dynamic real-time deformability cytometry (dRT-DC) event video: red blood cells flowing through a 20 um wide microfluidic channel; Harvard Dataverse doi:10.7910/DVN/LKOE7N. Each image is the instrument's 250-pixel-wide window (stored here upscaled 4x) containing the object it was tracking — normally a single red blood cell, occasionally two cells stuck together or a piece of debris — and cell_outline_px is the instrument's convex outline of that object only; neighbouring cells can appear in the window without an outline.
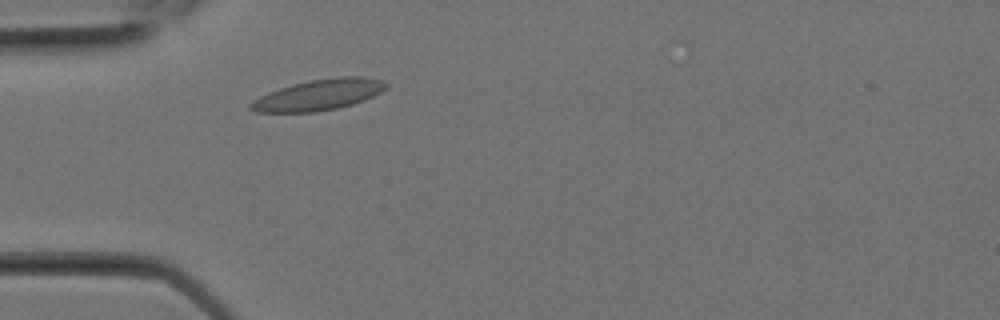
{"species": "Egyptian fruit bat (a non-hibernating species)", "species_latin": "Rousettus aegyptiacus", "temperature_condition": "room temperature", "stored_images_in_passage": 3, "camera_frame_rate_fps": 3000, "um_per_image_px": 0.085, "animal": {"sex": "female"}, "frame": {"image": 1, "passage_image": 3, "time_ms": 0.667, "image_size_px": [1000, 320], "cell_outline_px": [[388, 84], [380, 92], [364, 100], [352, 104], [336, 108], [316, 112], [256, 112], [248, 108], [248, 104], [260, 96], [268, 92], [292, 84], [308, 80], [336, 76], [364, 76], [384, 80]], "centroid_in_image_um": [27.08, 8.05], "position_along_channel_um": 57.9, "area_um2": 24.45}}